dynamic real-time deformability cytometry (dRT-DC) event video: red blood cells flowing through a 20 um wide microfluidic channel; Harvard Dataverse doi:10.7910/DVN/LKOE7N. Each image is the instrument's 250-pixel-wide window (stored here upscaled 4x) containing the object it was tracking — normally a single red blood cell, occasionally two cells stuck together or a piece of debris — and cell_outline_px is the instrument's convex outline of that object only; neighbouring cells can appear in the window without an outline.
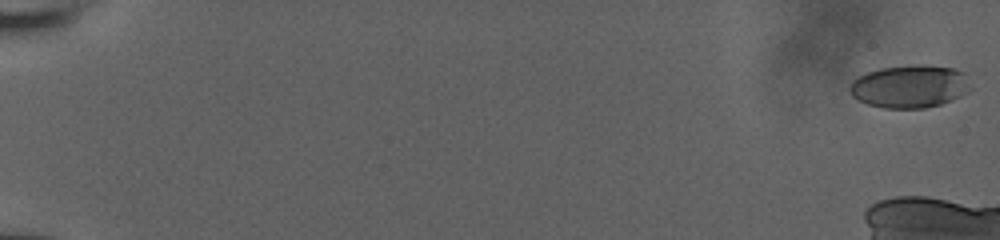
{"species": "human", "species_latin": "Homo sapiens", "temperature_condition": "room temperature", "stored_images_in_passage": 16, "camera_frame_rate_fps": 3000, "um_per_image_px": 0.085, "donor": {"sex": "male"}, "frame": {"image": 1, "passage_image": 1, "time_ms": 0.0, "image_size_px": [1000, 240], "cell_outline_px": [[972, 88], [968, 92], [952, 100], [940, 104], [924, 108], [884, 108], [868, 104], [852, 96], [848, 88], [852, 80], [868, 72], [880, 68], [916, 64], [924, 64], [952, 68], [964, 72]], "centroid_in_image_um": [77.34, 7.34], "position_along_channel_um": 7.7, "area_um2": 30.29}}